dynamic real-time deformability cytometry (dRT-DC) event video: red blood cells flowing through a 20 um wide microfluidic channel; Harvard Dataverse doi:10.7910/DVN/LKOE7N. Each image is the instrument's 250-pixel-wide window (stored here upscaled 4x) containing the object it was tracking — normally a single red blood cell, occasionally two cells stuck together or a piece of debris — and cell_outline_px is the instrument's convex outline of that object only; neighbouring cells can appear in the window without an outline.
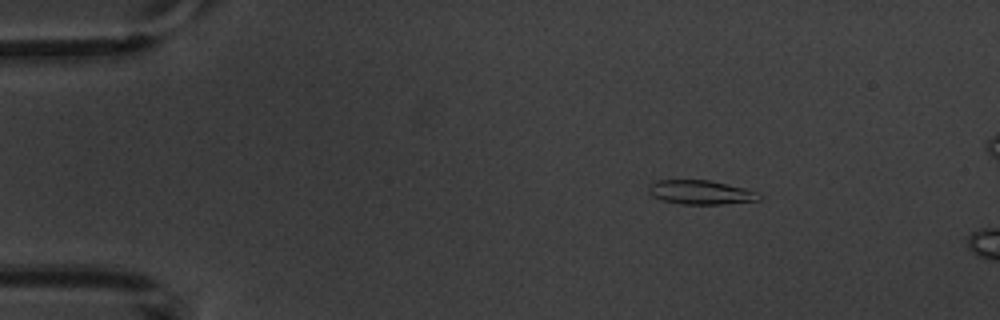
{"species": "common noctule bat (a hibernating species)", "species_latin": "Nyctalus noctula", "temperature_condition": "warm", "stored_images_in_passage": 3, "camera_frame_rate_fps": 3000, "um_per_image_px": 0.085, "animal": {"sex": "male", "body_mass_g": 20.1, "forearm_length_mm": 53.5}, "frame": {"image": 1, "passage_image": 2, "time_ms": 1.333, "image_size_px": [1000, 320], "cell_outline_px": [[764, 196], [760, 200], [720, 204], [680, 204], [664, 200], [652, 196], [648, 192], [648, 188], [656, 180], [712, 180], [760, 192]], "centroid_in_image_um": [59.62, 16.34], "position_along_channel_um": 25.4, "area_um2": 15.61}}